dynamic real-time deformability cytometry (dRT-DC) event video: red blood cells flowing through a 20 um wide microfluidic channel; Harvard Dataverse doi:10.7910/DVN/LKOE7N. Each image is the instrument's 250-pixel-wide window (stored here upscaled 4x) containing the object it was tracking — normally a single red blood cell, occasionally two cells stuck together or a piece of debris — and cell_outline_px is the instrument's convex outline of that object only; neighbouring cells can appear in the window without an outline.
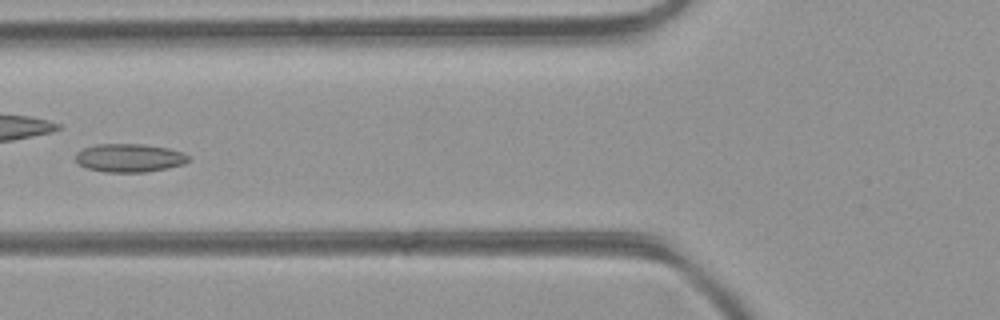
{"species": "common noctule bat (a hibernating species)", "species_latin": "Nyctalus noctula", "temperature_condition": "room temperature", "stored_images_in_passage": 41, "camera_frame_rate_fps": 3000, "um_per_image_px": 0.085, "animal": {"sex": "female", "body_mass_g": 21.9}, "frame": {"image": 1, "passage_image": 12, "time_ms": 3.667, "image_size_px": [1000, 320], "cell_outline_px": [[188, 160], [184, 164], [168, 168], [148, 172], [104, 172], [88, 168], [76, 164], [76, 152], [80, 148], [96, 144], [140, 144], [168, 148], [184, 152], [188, 156]], "centroid_in_image_um": [10.96, 13.42], "position_along_channel_um": 114.8, "area_um2": 18.84}, "authors_computed_cell_mechanics": {"area_um2": 18.5538, "velocity_mm_per_s": 4.4242, "shape_relaxation_time_tau1_ms": 9.8488, "shape_relaxation_time_tau2_ms": null, "deformation_change_tau1": 0.0977, "deformation_change_tau2": null}}